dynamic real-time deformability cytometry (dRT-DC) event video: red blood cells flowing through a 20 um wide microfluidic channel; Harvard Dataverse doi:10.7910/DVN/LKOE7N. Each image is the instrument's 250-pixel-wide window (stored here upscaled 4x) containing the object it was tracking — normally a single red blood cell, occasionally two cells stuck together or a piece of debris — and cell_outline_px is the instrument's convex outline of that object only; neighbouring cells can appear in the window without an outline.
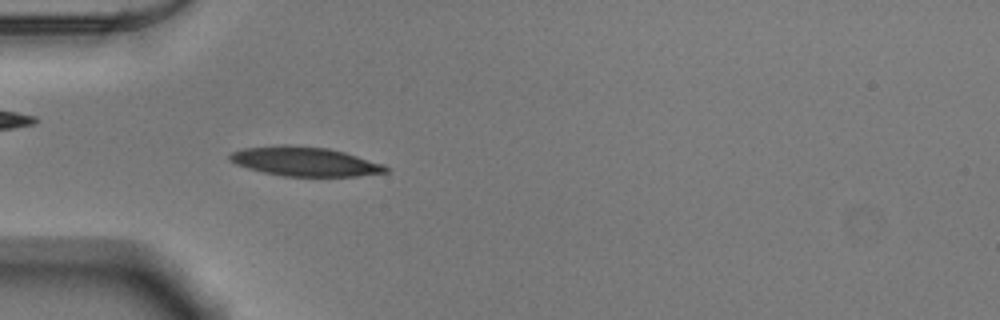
{"species": "Egyptian fruit bat (a non-hibernating species)", "species_latin": "Rousettus aegyptiacus", "temperature_condition": "warm", "stored_images_in_passage": 22, "camera_frame_rate_fps": 3000, "um_per_image_px": 0.085, "animal": {"sex": "male"}, "frame": {"image": 1, "passage_image": 6, "time_ms": 1.667, "image_size_px": [1000, 320], "cell_outline_px": [[388, 172], [356, 176], [284, 176], [264, 172], [248, 168], [236, 164], [228, 160], [228, 156], [232, 152], [244, 148], [280, 144], [288, 144], [328, 148], [344, 152], [384, 164], [388, 168]], "centroid_in_image_um": [25.89, 13.72], "position_along_channel_um": 59.1, "area_um2": 26.59}}
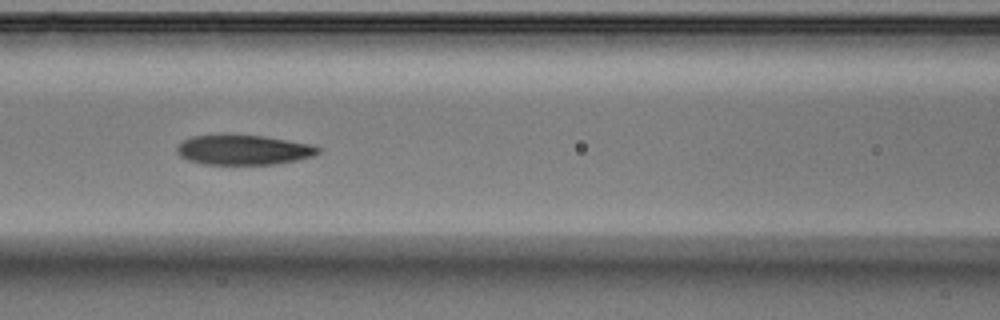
{"frame": {"image": 2, "passage_image": 13, "time_ms": 4.0, "image_size_px": [1000, 320], "cell_outline_px": [[320, 152], [312, 156], [296, 160], [276, 164], [204, 164], [188, 160], [180, 156], [176, 152], [176, 148], [184, 140], [192, 136], [224, 132], [264, 136], [312, 144], [320, 148]], "centroid_in_image_um": [20.66, 12.7], "position_along_channel_um": 145.9, "area_um2": 25.2}}
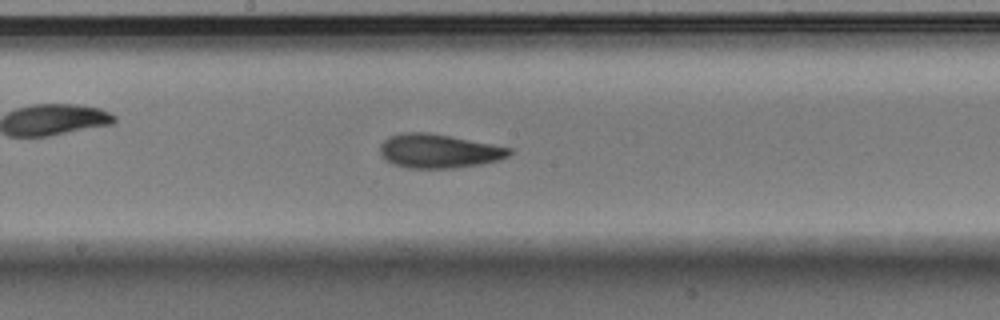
{"frame": {"image": 3, "passage_image": 18, "time_ms": 5.667, "image_size_px": [1000, 320], "cell_outline_px": [[512, 152], [508, 156], [500, 160], [484, 164], [456, 168], [408, 168], [392, 164], [384, 160], [380, 156], [380, 144], [388, 136], [400, 132], [428, 132], [492, 144], [512, 148]], "centroid_in_image_um": [37.26, 12.84], "position_along_channel_um": 210.9, "area_um2": 25.95}}